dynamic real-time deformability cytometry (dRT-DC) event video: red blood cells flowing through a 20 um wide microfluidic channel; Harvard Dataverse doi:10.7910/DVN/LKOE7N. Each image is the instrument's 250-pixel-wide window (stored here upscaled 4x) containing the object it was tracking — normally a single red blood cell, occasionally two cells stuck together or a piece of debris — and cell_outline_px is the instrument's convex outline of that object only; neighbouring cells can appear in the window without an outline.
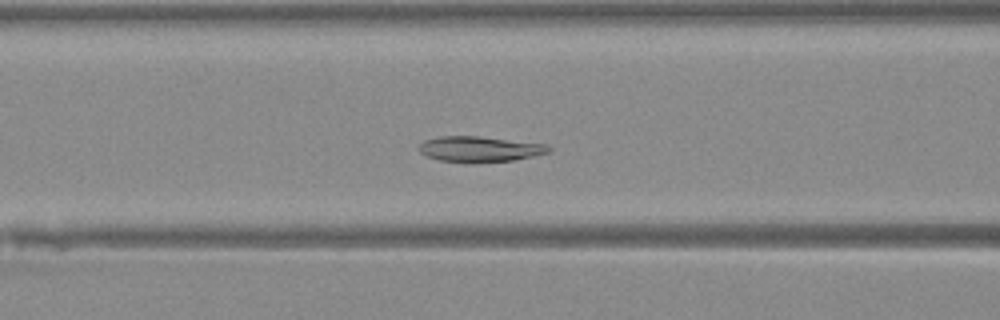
{"species": "Egyptian fruit bat (a non-hibernating species)", "species_latin": "Rousettus aegyptiacus", "temperature_condition": "warm", "stored_images_in_passage": 49, "camera_frame_rate_fps": 3000, "um_per_image_px": 0.085, "animal": {"sex": "female"}, "frame": {"image": 1, "passage_image": 20, "time_ms": 6.333, "image_size_px": [1000, 320], "cell_outline_px": [[552, 152], [512, 160], [476, 164], [440, 160], [428, 156], [420, 152], [420, 144], [424, 140], [440, 136], [480, 136], [548, 144], [552, 148]], "centroid_in_image_um": [40.82, 12.68], "position_along_channel_um": 125.8, "area_um2": 19.59}}
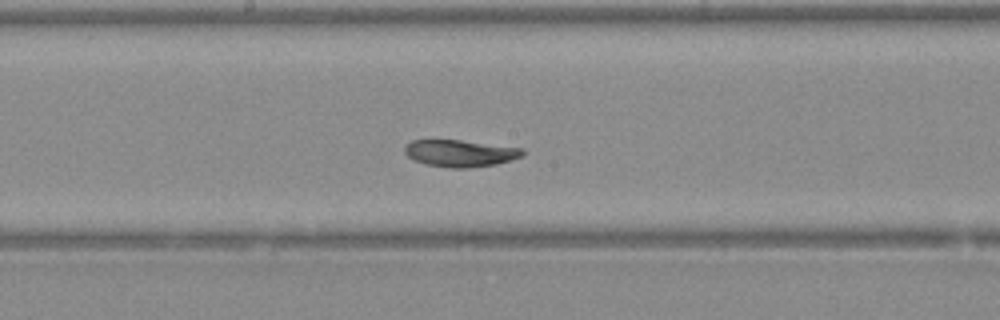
{"frame": {"image": 2, "passage_image": 26, "time_ms": 8.333, "image_size_px": [1000, 320], "cell_outline_px": [[524, 152], [520, 156], [496, 164], [468, 168], [448, 168], [424, 164], [408, 156], [404, 152], [404, 148], [412, 140], [460, 140], [524, 148]], "centroid_in_image_um": [39.09, 13.03], "position_along_channel_um": 209.1, "area_um2": 18.32}}
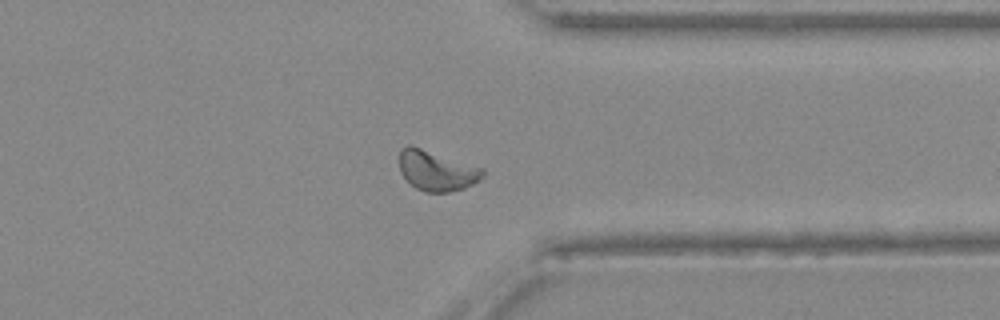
{"frame": {"image": 3, "passage_image": 38, "time_ms": 12.333, "image_size_px": [1000, 320], "cell_outline_px": [[484, 176], [480, 180], [464, 188], [448, 192], [424, 192], [416, 188], [400, 172], [400, 148], [408, 144], [484, 168]], "centroid_in_image_um": [37.12, 14.51], "position_along_channel_um": 374.3, "area_um2": 19.36}}